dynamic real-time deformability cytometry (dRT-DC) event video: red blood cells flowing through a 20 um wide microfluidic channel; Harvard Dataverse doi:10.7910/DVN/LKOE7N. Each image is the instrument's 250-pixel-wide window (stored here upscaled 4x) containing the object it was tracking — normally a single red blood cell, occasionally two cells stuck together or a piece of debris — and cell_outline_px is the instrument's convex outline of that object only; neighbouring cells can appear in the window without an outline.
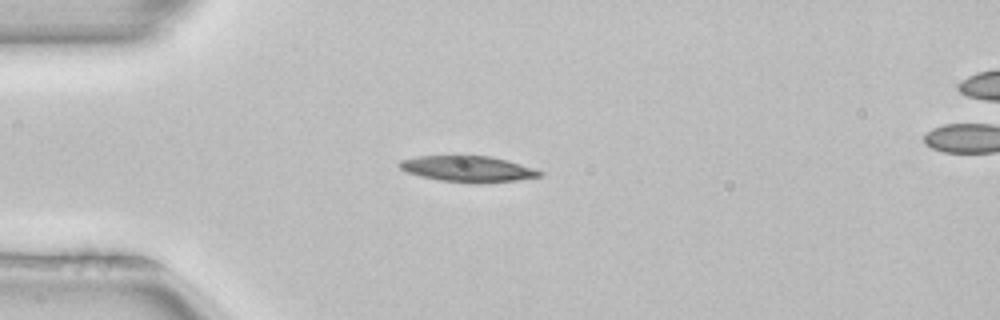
{"species": "common noctule bat (a hibernating species)", "species_latin": "Nyctalus noctula", "temperature_condition": "room temperature", "stored_images_in_passage": 3, "camera_frame_rate_fps": 3000, "um_per_image_px": 0.085, "animal": {"sex": "female", "body_mass_g": 22.7, "forearm_length_mm": 54.2}, "frame": {"image": 1, "passage_image": 2, "time_ms": 0.333, "image_size_px": [1000, 320], "cell_outline_px": [[544, 176], [516, 180], [480, 184], [468, 184], [440, 180], [420, 176], [404, 172], [396, 164], [400, 160], [416, 156], [460, 152], [488, 156], [508, 160], [536, 168], [544, 172]], "centroid_in_image_um": [39.73, 14.31], "position_along_channel_um": 45.3, "area_um2": 22.77}}